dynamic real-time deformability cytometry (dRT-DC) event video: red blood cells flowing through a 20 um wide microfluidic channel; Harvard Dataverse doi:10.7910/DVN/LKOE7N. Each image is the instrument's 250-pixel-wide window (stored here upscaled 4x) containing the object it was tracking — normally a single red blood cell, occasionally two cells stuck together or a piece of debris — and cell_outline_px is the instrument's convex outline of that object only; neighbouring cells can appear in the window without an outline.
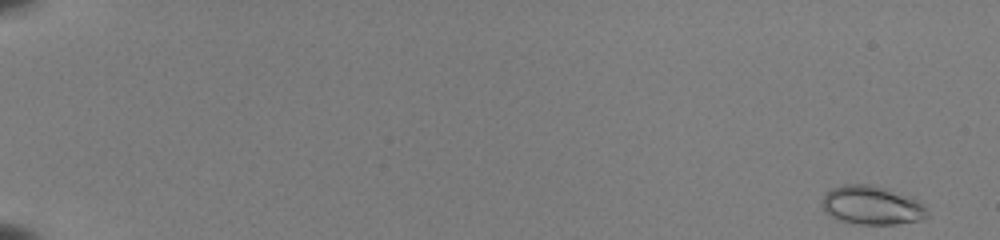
{"species": "common noctule bat (a hibernating species)", "species_latin": "Nyctalus noctula", "temperature_condition": "room temperature", "stored_images_in_passage": 53, "camera_frame_rate_fps": 3000, "um_per_image_px": 0.085, "animal": {"sex": "female", "body_mass_g": 22.0, "forearm_length_mm": 56.7}, "frame": {"image": 1, "passage_image": 1, "time_ms": 0.0, "image_size_px": [1000, 240], "cell_outline_px": [[928, 216], [920, 220], [896, 224], [852, 224], [840, 220], [824, 212], [824, 196], [832, 188], [844, 184], [872, 184], [900, 192], [920, 204], [928, 212]], "centroid_in_image_um": [74.09, 17.45], "position_along_channel_um": 10.9, "area_um2": 23.41}}
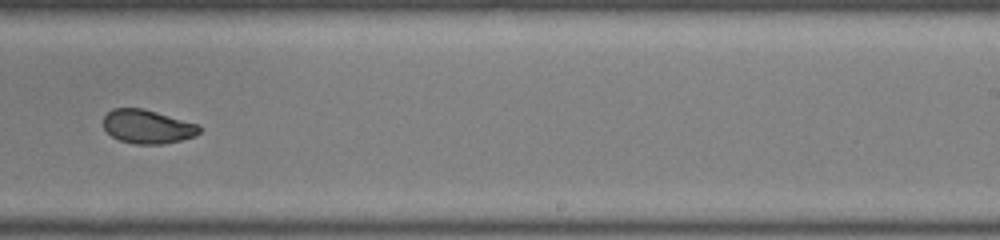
{"frame": {"image": 2, "passage_image": 36, "time_ms": 11.667, "image_size_px": [1000, 240], "cell_outline_px": [[200, 132], [196, 136], [164, 144], [136, 144], [120, 140], [112, 136], [104, 128], [104, 116], [112, 108], [144, 108], [196, 124], [200, 128]], "centroid_in_image_um": [12.52, 10.76], "position_along_channel_um": 276.5, "area_um2": 18.73}}
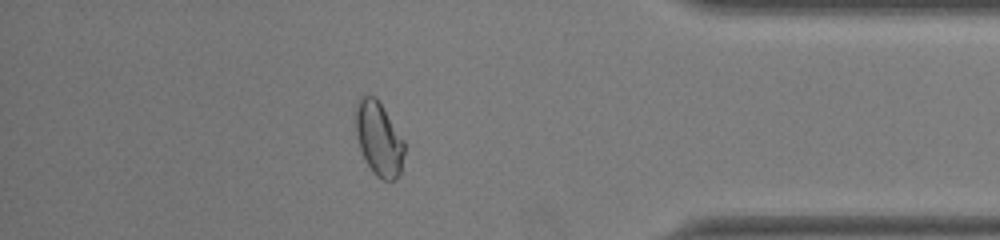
{"frame": {"image": 3, "passage_image": 47, "time_ms": 15.333, "image_size_px": [1000, 240], "cell_outline_px": [[404, 152], [400, 172], [396, 180], [384, 180], [376, 176], [372, 172], [360, 148], [356, 136], [356, 108], [360, 96], [376, 96], [404, 140]], "centroid_in_image_um": [32.2, 11.8], "position_along_channel_um": 403.0, "area_um2": 20.75}, "authors_computed_cell_mechanics": {"area_um2": 20.6346, "velocity_mm_per_s": 3.977, "shape_relaxation_time_tau1_ms": 5.9716, "shape_relaxation_time_tau2_ms": 1.1351, "deformation_change_tau1": 0.1644, "deformation_change_tau2": 0.0556}}